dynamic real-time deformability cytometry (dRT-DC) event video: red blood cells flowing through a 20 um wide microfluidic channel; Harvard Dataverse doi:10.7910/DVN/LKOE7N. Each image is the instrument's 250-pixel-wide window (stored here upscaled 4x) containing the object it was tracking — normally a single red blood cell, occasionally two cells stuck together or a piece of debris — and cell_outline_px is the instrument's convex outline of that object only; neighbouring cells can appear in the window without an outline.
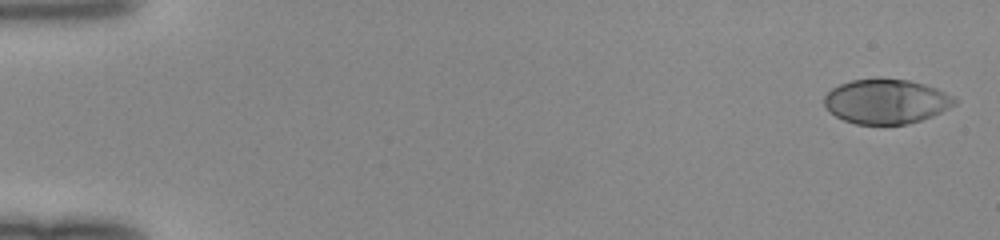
{"species": "human", "species_latin": "Homo sapiens", "temperature_condition": "room temperature", "stored_images_in_passage": 49, "camera_frame_rate_fps": 3000, "um_per_image_px": 0.085, "donor": {"sex": "female"}, "frame": {"image": 1, "passage_image": 1, "time_ms": 0.0, "image_size_px": [1000, 240], "cell_outline_px": [[956, 104], [932, 116], [908, 124], [856, 124], [844, 120], [828, 112], [824, 104], [824, 96], [832, 88], [840, 84], [852, 80], [908, 80], [924, 84], [936, 88], [956, 96]], "centroid_in_image_um": [75.33, 8.64], "position_along_channel_um": 9.7, "area_um2": 33.58}}
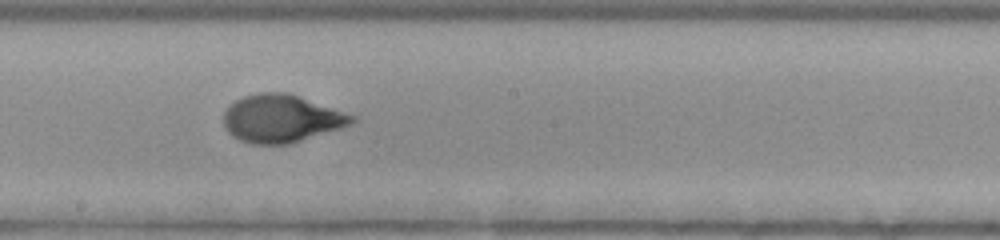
{"frame": {"image": 2, "passage_image": 28, "time_ms": 9.0, "image_size_px": [1000, 240], "cell_outline_px": [[356, 120], [352, 124], [340, 128], [288, 144], [252, 144], [240, 140], [232, 136], [224, 128], [224, 112], [236, 100], [244, 96], [260, 92], [288, 92], [356, 116]], "centroid_in_image_um": [23.9, 10.07], "position_along_channel_um": 224.3, "area_um2": 35.49}}
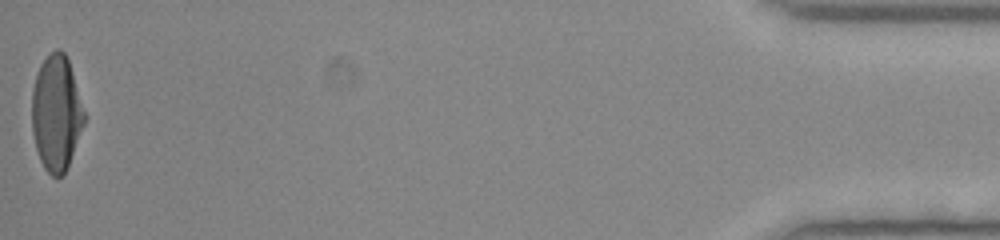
{"frame": {"image": 3, "passage_image": 49, "time_ms": 16.0, "image_size_px": [1000, 240], "cell_outline_px": [[84, 124], [68, 164], [64, 172], [60, 176], [52, 176], [44, 168], [40, 160], [36, 148], [32, 132], [32, 88], [36, 72], [40, 64], [56, 48], [60, 48], [64, 52], [68, 60], [84, 112]], "centroid_in_image_um": [4.75, 9.59], "position_along_channel_um": 430.4, "area_um2": 34.74}}